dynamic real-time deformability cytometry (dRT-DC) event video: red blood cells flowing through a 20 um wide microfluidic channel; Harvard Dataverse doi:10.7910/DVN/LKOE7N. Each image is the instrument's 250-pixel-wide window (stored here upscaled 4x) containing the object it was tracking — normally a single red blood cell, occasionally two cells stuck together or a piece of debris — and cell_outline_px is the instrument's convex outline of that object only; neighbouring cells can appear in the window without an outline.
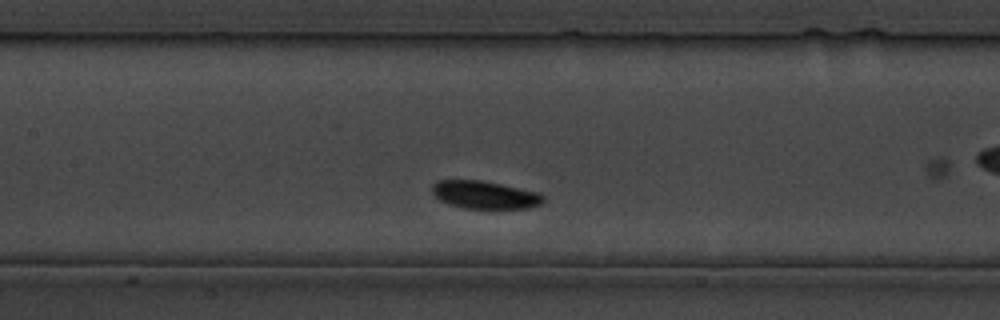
{"species": "common noctule bat (a hibernating species)", "species_latin": "Nyctalus noctula", "temperature_condition": "cold", "stored_images_in_passage": 15, "camera_frame_rate_fps": 3000, "um_per_image_px": 0.085, "animal": {"sex": "male", "body_mass_g": 19.5, "forearm_length_mm": 54.6}, "frame": {"image": 1, "passage_image": 13, "time_ms": 15.0, "image_size_px": [1000, 320], "cell_outline_px": [[544, 200], [540, 204], [528, 208], [464, 208], [440, 200], [432, 192], [432, 184], [436, 180], [484, 180], [540, 192], [544, 196]], "centroid_in_image_um": [41.23, 16.54], "position_along_channel_um": 166.2, "area_um2": 18.03}}